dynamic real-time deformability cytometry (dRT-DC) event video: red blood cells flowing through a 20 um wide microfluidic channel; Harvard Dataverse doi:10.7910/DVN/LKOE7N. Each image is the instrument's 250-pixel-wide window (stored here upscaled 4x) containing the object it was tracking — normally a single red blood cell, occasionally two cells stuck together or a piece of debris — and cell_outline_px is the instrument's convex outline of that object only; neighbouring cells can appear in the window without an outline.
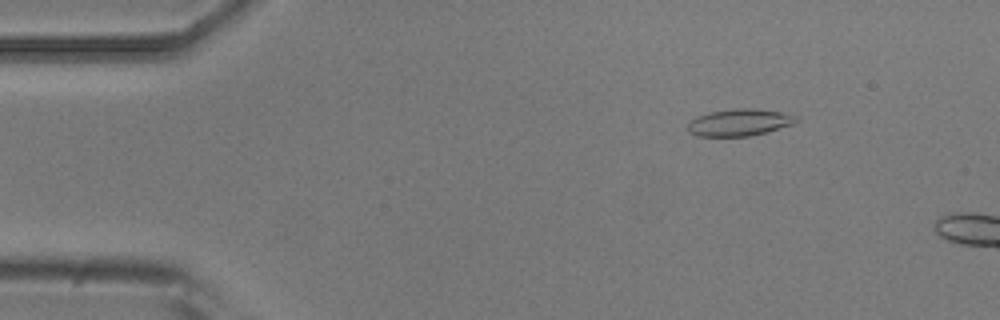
{"species": "common noctule bat (a hibernating species)", "species_latin": "Nyctalus noctula", "temperature_condition": "room temperature", "stored_images_in_passage": 10, "camera_frame_rate_fps": 3000, "um_per_image_px": 0.085, "animal": {"sex": "male", "body_mass_g": 20.5, "forearm_length_mm": 52.5}, "frame": {"image": 1, "passage_image": 7, "time_ms": 2.0, "image_size_px": [1000, 320], "cell_outline_px": [[800, 120], [792, 124], [764, 132], [748, 136], [696, 136], [688, 132], [688, 124], [696, 116], [712, 112], [736, 108], [752, 108], [780, 112], [796, 116]], "centroid_in_image_um": [62.82, 10.41], "position_along_channel_um": 22.2, "area_um2": 16.76}}